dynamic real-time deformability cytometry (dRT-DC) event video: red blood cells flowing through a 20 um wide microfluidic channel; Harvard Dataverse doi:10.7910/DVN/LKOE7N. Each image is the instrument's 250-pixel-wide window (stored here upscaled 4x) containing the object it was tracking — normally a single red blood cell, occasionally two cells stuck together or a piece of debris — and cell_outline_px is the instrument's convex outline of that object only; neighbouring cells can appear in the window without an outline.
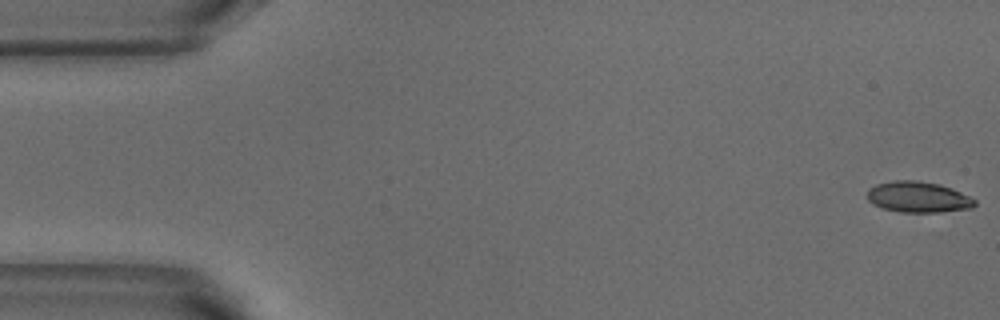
{"species": "common noctule bat (a hibernating species)", "species_latin": "Nyctalus noctula", "temperature_condition": "warm", "stored_images_in_passage": 4, "camera_frame_rate_fps": 3000, "um_per_image_px": 0.085, "animal": {"sex": "male", "body_mass_g": 18.8}, "frame": {"image": 1, "passage_image": 1, "time_ms": 0.0, "image_size_px": [1000, 320], "cell_outline_px": [[976, 204], [972, 208], [940, 212], [900, 212], [884, 208], [872, 204], [868, 200], [868, 188], [876, 184], [892, 180], [916, 180], [940, 184], [952, 188], [976, 200]], "centroid_in_image_um": [78.03, 16.74], "position_along_channel_um": 7.0, "area_um2": 19.42}}
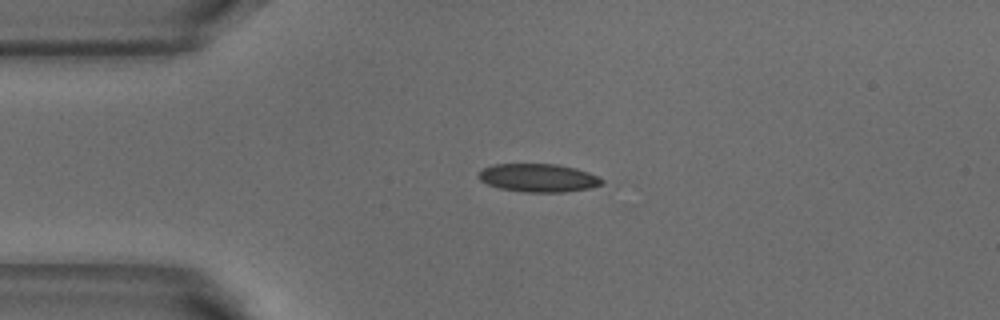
{"frame": {"image": 2, "passage_image": 4, "time_ms": 1.0, "image_size_px": [1000, 320], "cell_outline_px": [[604, 184], [588, 188], [564, 192], [524, 192], [500, 188], [488, 184], [480, 180], [476, 176], [484, 168], [492, 164], [556, 164], [576, 168], [588, 172], [604, 180]], "centroid_in_image_um": [45.75, 15.11], "position_along_channel_um": 39.2, "area_um2": 20.23}}